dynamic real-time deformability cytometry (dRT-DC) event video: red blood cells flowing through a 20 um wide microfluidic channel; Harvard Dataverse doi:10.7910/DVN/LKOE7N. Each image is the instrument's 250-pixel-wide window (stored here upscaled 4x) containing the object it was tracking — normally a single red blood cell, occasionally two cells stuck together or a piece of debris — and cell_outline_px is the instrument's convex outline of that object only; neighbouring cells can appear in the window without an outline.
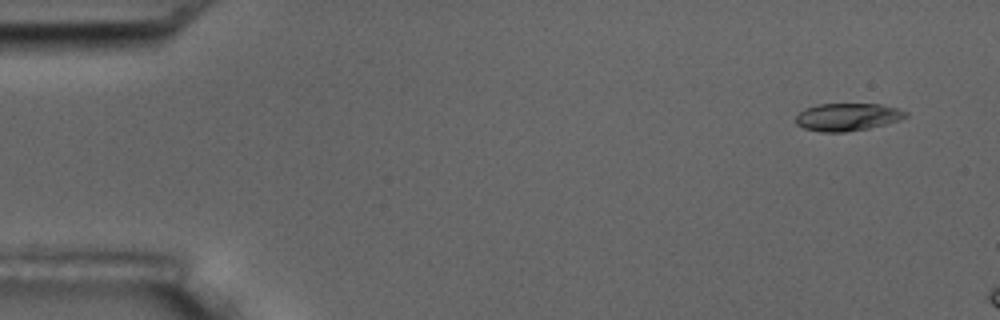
{"species": "common noctule bat (a hibernating species)", "species_latin": "Nyctalus noctula", "temperature_condition": "room temperature", "stored_images_in_passage": 4, "camera_frame_rate_fps": 3000, "um_per_image_px": 0.085, "animal": {"sex": "male", "body_mass_g": 17.5, "forearm_length_mm": 52.3}, "frame": {"image": 1, "passage_image": 1, "time_ms": 0.0, "image_size_px": [1000, 320], "cell_outline_px": [[908, 116], [900, 120], [868, 128], [844, 132], [820, 132], [804, 128], [796, 124], [796, 116], [804, 108], [816, 104], [880, 104], [896, 108], [908, 112]], "centroid_in_image_um": [72.01, 9.94], "position_along_channel_um": 13.0, "area_um2": 17.69}}